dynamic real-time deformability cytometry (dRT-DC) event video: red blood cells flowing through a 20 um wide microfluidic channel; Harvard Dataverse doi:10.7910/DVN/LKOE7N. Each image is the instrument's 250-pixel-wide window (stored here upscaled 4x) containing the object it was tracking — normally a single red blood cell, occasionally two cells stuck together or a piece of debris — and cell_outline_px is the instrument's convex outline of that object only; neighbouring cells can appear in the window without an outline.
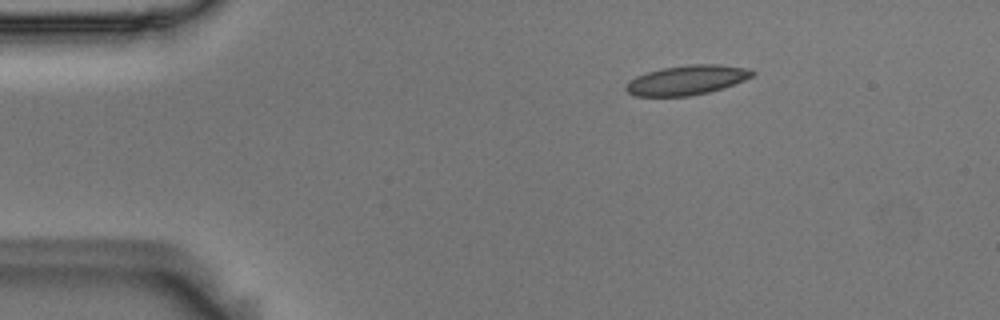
{"species": "Egyptian fruit bat (a non-hibernating species)", "species_latin": "Rousettus aegyptiacus", "temperature_condition": "room temperature", "stored_images_in_passage": 47, "camera_frame_rate_fps": 3000, "um_per_image_px": 0.085, "animal": {"sex": "male"}, "frame": {"image": 1, "passage_image": 1, "time_ms": 0.0, "image_size_px": [1000, 320], "cell_outline_px": [[756, 72], [752, 76], [744, 80], [708, 92], [688, 96], [636, 96], [628, 92], [624, 88], [636, 76], [648, 72], [664, 68], [692, 64], [716, 64], [748, 68]], "centroid_in_image_um": [58.39, 6.8], "position_along_channel_um": 26.6, "area_um2": 21.33}}
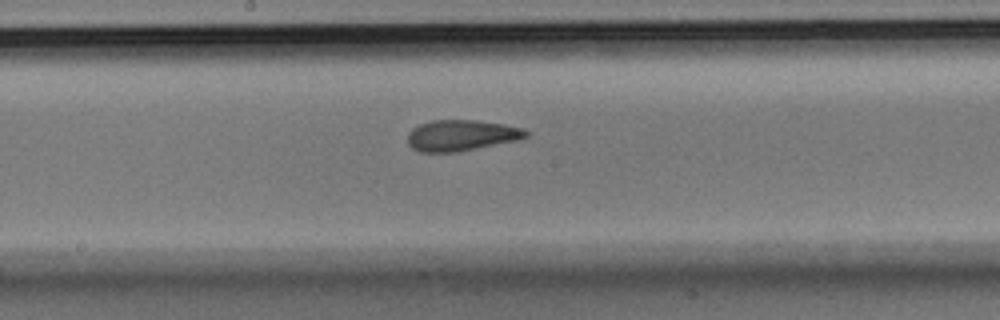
{"frame": {"image": 2, "passage_image": 21, "time_ms": 6.667, "image_size_px": [1000, 320], "cell_outline_px": [[528, 136], [516, 140], [456, 152], [420, 152], [412, 148], [408, 144], [408, 132], [412, 128], [420, 124], [432, 120], [476, 120], [504, 124], [524, 128], [528, 132]], "centroid_in_image_um": [39.19, 11.5], "position_along_channel_um": 209.0, "area_um2": 21.27}}
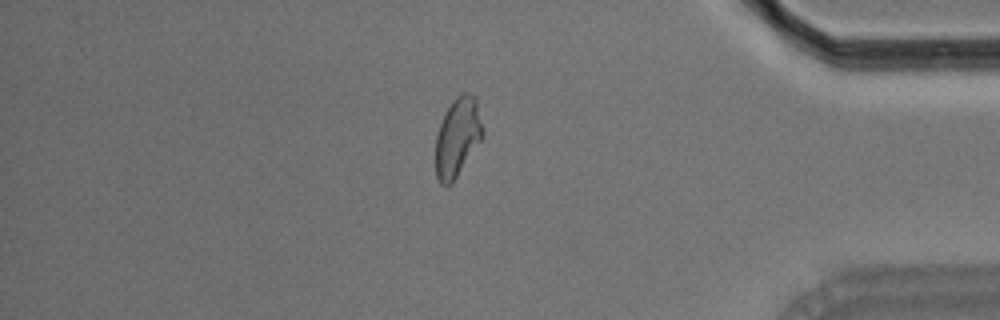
{"frame": {"image": 3, "passage_image": 39, "time_ms": 12.667, "image_size_px": [1000, 320], "cell_outline_px": [[484, 136], [452, 184], [440, 184], [436, 176], [436, 136], [440, 124], [448, 108], [456, 96], [460, 92], [468, 92], [476, 96], [484, 128]], "centroid_in_image_um": [38.93, 11.63], "position_along_channel_um": 396.3, "area_um2": 21.85}, "authors_computed_cell_mechanics": {"area_um2": 21.5016, "velocity_mm_per_s": 3.6384, "shape_relaxation_time_tau1_ms": 9.8985, "shape_relaxation_time_tau2_ms": 1.9465, "deformation_change_tau1": 0.1894, "deformation_change_tau2": 0.082}}